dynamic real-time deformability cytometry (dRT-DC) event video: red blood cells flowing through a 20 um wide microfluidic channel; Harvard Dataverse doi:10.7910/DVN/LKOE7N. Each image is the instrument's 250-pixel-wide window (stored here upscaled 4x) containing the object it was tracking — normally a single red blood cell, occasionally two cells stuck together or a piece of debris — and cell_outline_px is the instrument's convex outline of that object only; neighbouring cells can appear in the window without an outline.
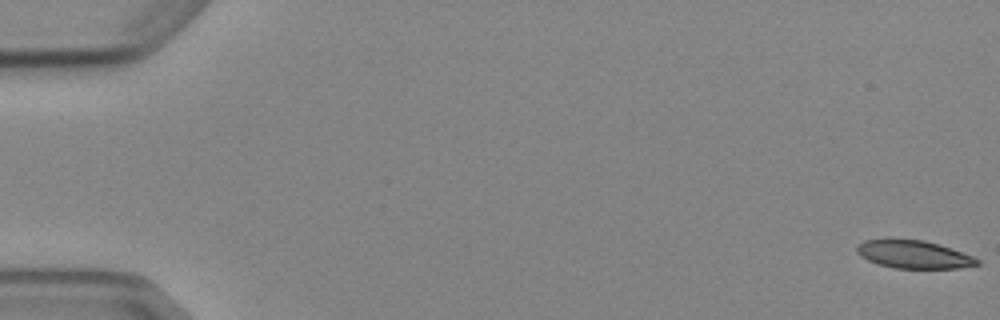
{"species": "Egyptian fruit bat (a non-hibernating species)", "species_latin": "Rousettus aegyptiacus", "temperature_condition": "cold", "stored_images_in_passage": 4, "camera_frame_rate_fps": 3000, "um_per_image_px": 0.085, "animal": {"sex": "female"}, "frame": {"image": 1, "passage_image": 1, "time_ms": 0.0, "image_size_px": [1000, 320], "cell_outline_px": [[980, 264], [960, 268], [896, 268], [880, 264], [868, 260], [860, 256], [856, 252], [856, 244], [864, 240], [888, 236], [924, 240], [940, 244], [972, 256], [980, 260]], "centroid_in_image_um": [77.59, 21.57], "position_along_channel_um": 7.4, "area_um2": 20.23}}